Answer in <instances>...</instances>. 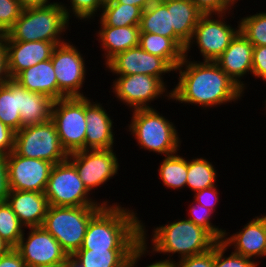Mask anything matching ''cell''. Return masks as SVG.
Listing matches in <instances>:
<instances>
[{
    "mask_svg": "<svg viewBox=\"0 0 266 267\" xmlns=\"http://www.w3.org/2000/svg\"><path fill=\"white\" fill-rule=\"evenodd\" d=\"M186 57L187 55H184L182 62L175 69L180 70L179 82L168 97L181 103H195L203 107H212L240 98L243 89L215 61L188 62ZM183 65H186L185 70H181Z\"/></svg>",
    "mask_w": 266,
    "mask_h": 267,
    "instance_id": "6da1fadb",
    "label": "cell"
},
{
    "mask_svg": "<svg viewBox=\"0 0 266 267\" xmlns=\"http://www.w3.org/2000/svg\"><path fill=\"white\" fill-rule=\"evenodd\" d=\"M140 222L134 212L104 205L91 218L79 250L136 249L141 244Z\"/></svg>",
    "mask_w": 266,
    "mask_h": 267,
    "instance_id": "7a4b0ae2",
    "label": "cell"
},
{
    "mask_svg": "<svg viewBox=\"0 0 266 267\" xmlns=\"http://www.w3.org/2000/svg\"><path fill=\"white\" fill-rule=\"evenodd\" d=\"M69 12L61 3L23 9L15 24L4 34L5 41L65 43L60 34L68 25ZM60 38V39H59Z\"/></svg>",
    "mask_w": 266,
    "mask_h": 267,
    "instance_id": "3957f363",
    "label": "cell"
},
{
    "mask_svg": "<svg viewBox=\"0 0 266 267\" xmlns=\"http://www.w3.org/2000/svg\"><path fill=\"white\" fill-rule=\"evenodd\" d=\"M102 207L49 205L42 227L58 241L68 256H73L82 246L91 218Z\"/></svg>",
    "mask_w": 266,
    "mask_h": 267,
    "instance_id": "277c9868",
    "label": "cell"
},
{
    "mask_svg": "<svg viewBox=\"0 0 266 267\" xmlns=\"http://www.w3.org/2000/svg\"><path fill=\"white\" fill-rule=\"evenodd\" d=\"M152 242L153 251L179 253L183 259L208 252L217 240L203 227L184 219L157 227Z\"/></svg>",
    "mask_w": 266,
    "mask_h": 267,
    "instance_id": "5b68a950",
    "label": "cell"
},
{
    "mask_svg": "<svg viewBox=\"0 0 266 267\" xmlns=\"http://www.w3.org/2000/svg\"><path fill=\"white\" fill-rule=\"evenodd\" d=\"M173 126L151 108L134 110L129 128L141 148L168 156L176 154L179 147L180 139Z\"/></svg>",
    "mask_w": 266,
    "mask_h": 267,
    "instance_id": "8992f818",
    "label": "cell"
},
{
    "mask_svg": "<svg viewBox=\"0 0 266 267\" xmlns=\"http://www.w3.org/2000/svg\"><path fill=\"white\" fill-rule=\"evenodd\" d=\"M14 151L22 157L46 160L53 164L63 162L69 156L51 119L15 132Z\"/></svg>",
    "mask_w": 266,
    "mask_h": 267,
    "instance_id": "52a82bcc",
    "label": "cell"
},
{
    "mask_svg": "<svg viewBox=\"0 0 266 267\" xmlns=\"http://www.w3.org/2000/svg\"><path fill=\"white\" fill-rule=\"evenodd\" d=\"M51 206H104L87 198L89 191L80 179L71 159L54 164L44 192Z\"/></svg>",
    "mask_w": 266,
    "mask_h": 267,
    "instance_id": "ba28073f",
    "label": "cell"
},
{
    "mask_svg": "<svg viewBox=\"0 0 266 267\" xmlns=\"http://www.w3.org/2000/svg\"><path fill=\"white\" fill-rule=\"evenodd\" d=\"M85 96L54 101L51 120L68 154L85 149Z\"/></svg>",
    "mask_w": 266,
    "mask_h": 267,
    "instance_id": "9c48e42d",
    "label": "cell"
},
{
    "mask_svg": "<svg viewBox=\"0 0 266 267\" xmlns=\"http://www.w3.org/2000/svg\"><path fill=\"white\" fill-rule=\"evenodd\" d=\"M51 61L58 83V100L65 97H84L80 89L85 79V63L75 46L67 42L57 45Z\"/></svg>",
    "mask_w": 266,
    "mask_h": 267,
    "instance_id": "30bf717a",
    "label": "cell"
},
{
    "mask_svg": "<svg viewBox=\"0 0 266 267\" xmlns=\"http://www.w3.org/2000/svg\"><path fill=\"white\" fill-rule=\"evenodd\" d=\"M68 159L73 160L71 162L89 192L109 180L119 168L113 149L79 150L70 153Z\"/></svg>",
    "mask_w": 266,
    "mask_h": 267,
    "instance_id": "8fae6325",
    "label": "cell"
},
{
    "mask_svg": "<svg viewBox=\"0 0 266 267\" xmlns=\"http://www.w3.org/2000/svg\"><path fill=\"white\" fill-rule=\"evenodd\" d=\"M53 163L25 158L14 150L7 155L10 190L45 192Z\"/></svg>",
    "mask_w": 266,
    "mask_h": 267,
    "instance_id": "7c38bea8",
    "label": "cell"
},
{
    "mask_svg": "<svg viewBox=\"0 0 266 267\" xmlns=\"http://www.w3.org/2000/svg\"><path fill=\"white\" fill-rule=\"evenodd\" d=\"M30 230L27 239L25 240L23 234L15 247L26 266L53 264L66 260L68 254L42 226L30 227Z\"/></svg>",
    "mask_w": 266,
    "mask_h": 267,
    "instance_id": "4fadbf2b",
    "label": "cell"
},
{
    "mask_svg": "<svg viewBox=\"0 0 266 267\" xmlns=\"http://www.w3.org/2000/svg\"><path fill=\"white\" fill-rule=\"evenodd\" d=\"M113 83L117 98L134 110L151 109L146 103L166 90L162 79L144 74L120 75Z\"/></svg>",
    "mask_w": 266,
    "mask_h": 267,
    "instance_id": "5bb4252c",
    "label": "cell"
},
{
    "mask_svg": "<svg viewBox=\"0 0 266 267\" xmlns=\"http://www.w3.org/2000/svg\"><path fill=\"white\" fill-rule=\"evenodd\" d=\"M212 14H203L197 23L193 35L204 61H215L240 32L221 20L210 19Z\"/></svg>",
    "mask_w": 266,
    "mask_h": 267,
    "instance_id": "9a60e30c",
    "label": "cell"
},
{
    "mask_svg": "<svg viewBox=\"0 0 266 267\" xmlns=\"http://www.w3.org/2000/svg\"><path fill=\"white\" fill-rule=\"evenodd\" d=\"M106 66L117 75L144 74L158 79H162L163 73L175 71L165 59L144 51L140 46L117 54Z\"/></svg>",
    "mask_w": 266,
    "mask_h": 267,
    "instance_id": "2e32d148",
    "label": "cell"
},
{
    "mask_svg": "<svg viewBox=\"0 0 266 267\" xmlns=\"http://www.w3.org/2000/svg\"><path fill=\"white\" fill-rule=\"evenodd\" d=\"M141 224V244L136 249L78 250L73 257L83 267H134L146 253V233Z\"/></svg>",
    "mask_w": 266,
    "mask_h": 267,
    "instance_id": "e0dca14e",
    "label": "cell"
},
{
    "mask_svg": "<svg viewBox=\"0 0 266 267\" xmlns=\"http://www.w3.org/2000/svg\"><path fill=\"white\" fill-rule=\"evenodd\" d=\"M56 46L54 42L45 41H6L11 78L39 62L51 59Z\"/></svg>",
    "mask_w": 266,
    "mask_h": 267,
    "instance_id": "ac0fdd59",
    "label": "cell"
},
{
    "mask_svg": "<svg viewBox=\"0 0 266 267\" xmlns=\"http://www.w3.org/2000/svg\"><path fill=\"white\" fill-rule=\"evenodd\" d=\"M253 47V44L240 31L215 60L219 67L243 90L245 86L239 78L249 71L252 72Z\"/></svg>",
    "mask_w": 266,
    "mask_h": 267,
    "instance_id": "d6986e66",
    "label": "cell"
},
{
    "mask_svg": "<svg viewBox=\"0 0 266 267\" xmlns=\"http://www.w3.org/2000/svg\"><path fill=\"white\" fill-rule=\"evenodd\" d=\"M7 203L24 227H41L49 203L44 192L10 190Z\"/></svg>",
    "mask_w": 266,
    "mask_h": 267,
    "instance_id": "ffe728a7",
    "label": "cell"
},
{
    "mask_svg": "<svg viewBox=\"0 0 266 267\" xmlns=\"http://www.w3.org/2000/svg\"><path fill=\"white\" fill-rule=\"evenodd\" d=\"M85 149H112L114 136L112 120L100 105L85 97Z\"/></svg>",
    "mask_w": 266,
    "mask_h": 267,
    "instance_id": "44dd1931",
    "label": "cell"
},
{
    "mask_svg": "<svg viewBox=\"0 0 266 267\" xmlns=\"http://www.w3.org/2000/svg\"><path fill=\"white\" fill-rule=\"evenodd\" d=\"M222 242L235 246V253L244 257L266 256V220L265 217H257L249 221L242 231L226 238L223 236Z\"/></svg>",
    "mask_w": 266,
    "mask_h": 267,
    "instance_id": "7402d4cb",
    "label": "cell"
},
{
    "mask_svg": "<svg viewBox=\"0 0 266 267\" xmlns=\"http://www.w3.org/2000/svg\"><path fill=\"white\" fill-rule=\"evenodd\" d=\"M170 12L174 33L186 44L184 55L191 48L192 35L203 13L191 0H161Z\"/></svg>",
    "mask_w": 266,
    "mask_h": 267,
    "instance_id": "603a6c76",
    "label": "cell"
},
{
    "mask_svg": "<svg viewBox=\"0 0 266 267\" xmlns=\"http://www.w3.org/2000/svg\"><path fill=\"white\" fill-rule=\"evenodd\" d=\"M14 80L26 90L58 100V83L51 59L21 71Z\"/></svg>",
    "mask_w": 266,
    "mask_h": 267,
    "instance_id": "cb8c5ba5",
    "label": "cell"
},
{
    "mask_svg": "<svg viewBox=\"0 0 266 267\" xmlns=\"http://www.w3.org/2000/svg\"><path fill=\"white\" fill-rule=\"evenodd\" d=\"M140 32L153 33L171 38L183 51L186 44L174 33L170 12L161 0H155L142 12Z\"/></svg>",
    "mask_w": 266,
    "mask_h": 267,
    "instance_id": "d4e9b609",
    "label": "cell"
},
{
    "mask_svg": "<svg viewBox=\"0 0 266 267\" xmlns=\"http://www.w3.org/2000/svg\"><path fill=\"white\" fill-rule=\"evenodd\" d=\"M98 35L106 50V64L117 54L139 46V25L126 27L101 26Z\"/></svg>",
    "mask_w": 266,
    "mask_h": 267,
    "instance_id": "484cf974",
    "label": "cell"
},
{
    "mask_svg": "<svg viewBox=\"0 0 266 267\" xmlns=\"http://www.w3.org/2000/svg\"><path fill=\"white\" fill-rule=\"evenodd\" d=\"M54 101L45 94L32 92L21 86V128L50 120Z\"/></svg>",
    "mask_w": 266,
    "mask_h": 267,
    "instance_id": "4316f807",
    "label": "cell"
},
{
    "mask_svg": "<svg viewBox=\"0 0 266 267\" xmlns=\"http://www.w3.org/2000/svg\"><path fill=\"white\" fill-rule=\"evenodd\" d=\"M139 46L146 52L165 59L174 69L182 62L184 51L168 37L140 32Z\"/></svg>",
    "mask_w": 266,
    "mask_h": 267,
    "instance_id": "83f0119b",
    "label": "cell"
},
{
    "mask_svg": "<svg viewBox=\"0 0 266 267\" xmlns=\"http://www.w3.org/2000/svg\"><path fill=\"white\" fill-rule=\"evenodd\" d=\"M21 85L14 79L0 87V121L15 132L21 129Z\"/></svg>",
    "mask_w": 266,
    "mask_h": 267,
    "instance_id": "f1b7e54d",
    "label": "cell"
},
{
    "mask_svg": "<svg viewBox=\"0 0 266 267\" xmlns=\"http://www.w3.org/2000/svg\"><path fill=\"white\" fill-rule=\"evenodd\" d=\"M101 26L126 27L140 24L143 10L122 3H105L102 8Z\"/></svg>",
    "mask_w": 266,
    "mask_h": 267,
    "instance_id": "f546056e",
    "label": "cell"
},
{
    "mask_svg": "<svg viewBox=\"0 0 266 267\" xmlns=\"http://www.w3.org/2000/svg\"><path fill=\"white\" fill-rule=\"evenodd\" d=\"M159 175L164 185L170 188L186 186L188 161L178 155L165 156L160 164Z\"/></svg>",
    "mask_w": 266,
    "mask_h": 267,
    "instance_id": "4dcf8cb0",
    "label": "cell"
},
{
    "mask_svg": "<svg viewBox=\"0 0 266 267\" xmlns=\"http://www.w3.org/2000/svg\"><path fill=\"white\" fill-rule=\"evenodd\" d=\"M216 177V170L208 160L201 157L188 161L186 186L194 192L215 186Z\"/></svg>",
    "mask_w": 266,
    "mask_h": 267,
    "instance_id": "1f68e13d",
    "label": "cell"
},
{
    "mask_svg": "<svg viewBox=\"0 0 266 267\" xmlns=\"http://www.w3.org/2000/svg\"><path fill=\"white\" fill-rule=\"evenodd\" d=\"M23 225L6 202H0V237L15 248L23 236Z\"/></svg>",
    "mask_w": 266,
    "mask_h": 267,
    "instance_id": "d6a6232c",
    "label": "cell"
},
{
    "mask_svg": "<svg viewBox=\"0 0 266 267\" xmlns=\"http://www.w3.org/2000/svg\"><path fill=\"white\" fill-rule=\"evenodd\" d=\"M239 24L240 31L253 46H266V13L244 17Z\"/></svg>",
    "mask_w": 266,
    "mask_h": 267,
    "instance_id": "836d02e7",
    "label": "cell"
},
{
    "mask_svg": "<svg viewBox=\"0 0 266 267\" xmlns=\"http://www.w3.org/2000/svg\"><path fill=\"white\" fill-rule=\"evenodd\" d=\"M227 245L222 241L214 244V266L213 267H256L257 263L250 258L232 252L229 257H223Z\"/></svg>",
    "mask_w": 266,
    "mask_h": 267,
    "instance_id": "e575fe53",
    "label": "cell"
},
{
    "mask_svg": "<svg viewBox=\"0 0 266 267\" xmlns=\"http://www.w3.org/2000/svg\"><path fill=\"white\" fill-rule=\"evenodd\" d=\"M190 210L192 214L191 217L188 218L190 221L206 229L217 241H222L223 236H226V231L222 229L219 230L209 221L213 213L212 210L200 204L193 206Z\"/></svg>",
    "mask_w": 266,
    "mask_h": 267,
    "instance_id": "d590c367",
    "label": "cell"
},
{
    "mask_svg": "<svg viewBox=\"0 0 266 267\" xmlns=\"http://www.w3.org/2000/svg\"><path fill=\"white\" fill-rule=\"evenodd\" d=\"M22 11L23 8L17 0H0V35L6 34Z\"/></svg>",
    "mask_w": 266,
    "mask_h": 267,
    "instance_id": "8d00e7d4",
    "label": "cell"
},
{
    "mask_svg": "<svg viewBox=\"0 0 266 267\" xmlns=\"http://www.w3.org/2000/svg\"><path fill=\"white\" fill-rule=\"evenodd\" d=\"M70 2L73 13L80 19L90 18L105 4L103 0H70Z\"/></svg>",
    "mask_w": 266,
    "mask_h": 267,
    "instance_id": "74e56055",
    "label": "cell"
},
{
    "mask_svg": "<svg viewBox=\"0 0 266 267\" xmlns=\"http://www.w3.org/2000/svg\"><path fill=\"white\" fill-rule=\"evenodd\" d=\"M175 267H213L214 266V246L208 252L190 256L179 260Z\"/></svg>",
    "mask_w": 266,
    "mask_h": 267,
    "instance_id": "f35d334b",
    "label": "cell"
},
{
    "mask_svg": "<svg viewBox=\"0 0 266 267\" xmlns=\"http://www.w3.org/2000/svg\"><path fill=\"white\" fill-rule=\"evenodd\" d=\"M203 14H218L222 17L225 11L233 6L228 0H191ZM223 13V14H222Z\"/></svg>",
    "mask_w": 266,
    "mask_h": 267,
    "instance_id": "ab89813d",
    "label": "cell"
},
{
    "mask_svg": "<svg viewBox=\"0 0 266 267\" xmlns=\"http://www.w3.org/2000/svg\"><path fill=\"white\" fill-rule=\"evenodd\" d=\"M252 73L266 81V46L253 47Z\"/></svg>",
    "mask_w": 266,
    "mask_h": 267,
    "instance_id": "60d3db41",
    "label": "cell"
},
{
    "mask_svg": "<svg viewBox=\"0 0 266 267\" xmlns=\"http://www.w3.org/2000/svg\"><path fill=\"white\" fill-rule=\"evenodd\" d=\"M15 131L0 121V154L8 155L14 150Z\"/></svg>",
    "mask_w": 266,
    "mask_h": 267,
    "instance_id": "b9f144b4",
    "label": "cell"
},
{
    "mask_svg": "<svg viewBox=\"0 0 266 267\" xmlns=\"http://www.w3.org/2000/svg\"><path fill=\"white\" fill-rule=\"evenodd\" d=\"M217 190L215 186H211L208 188H204L203 190L196 191V194L194 195V199L196 201V204H200L205 206L206 208L210 210H214V206L216 205L218 201V195Z\"/></svg>",
    "mask_w": 266,
    "mask_h": 267,
    "instance_id": "7bdbcfd3",
    "label": "cell"
},
{
    "mask_svg": "<svg viewBox=\"0 0 266 267\" xmlns=\"http://www.w3.org/2000/svg\"><path fill=\"white\" fill-rule=\"evenodd\" d=\"M11 79L5 36L0 35V87L7 84Z\"/></svg>",
    "mask_w": 266,
    "mask_h": 267,
    "instance_id": "ee69618b",
    "label": "cell"
},
{
    "mask_svg": "<svg viewBox=\"0 0 266 267\" xmlns=\"http://www.w3.org/2000/svg\"><path fill=\"white\" fill-rule=\"evenodd\" d=\"M10 193L7 171V155L0 154V202H6Z\"/></svg>",
    "mask_w": 266,
    "mask_h": 267,
    "instance_id": "f6af8a7d",
    "label": "cell"
},
{
    "mask_svg": "<svg viewBox=\"0 0 266 267\" xmlns=\"http://www.w3.org/2000/svg\"><path fill=\"white\" fill-rule=\"evenodd\" d=\"M0 267H27L19 252L12 248L8 253L0 257Z\"/></svg>",
    "mask_w": 266,
    "mask_h": 267,
    "instance_id": "bcb514c9",
    "label": "cell"
},
{
    "mask_svg": "<svg viewBox=\"0 0 266 267\" xmlns=\"http://www.w3.org/2000/svg\"><path fill=\"white\" fill-rule=\"evenodd\" d=\"M155 0H113L107 3H122L137 6L143 11L148 8Z\"/></svg>",
    "mask_w": 266,
    "mask_h": 267,
    "instance_id": "7dc6e473",
    "label": "cell"
},
{
    "mask_svg": "<svg viewBox=\"0 0 266 267\" xmlns=\"http://www.w3.org/2000/svg\"><path fill=\"white\" fill-rule=\"evenodd\" d=\"M19 5L23 8H36V7H44L54 3L48 2V0H17Z\"/></svg>",
    "mask_w": 266,
    "mask_h": 267,
    "instance_id": "c3c4849f",
    "label": "cell"
},
{
    "mask_svg": "<svg viewBox=\"0 0 266 267\" xmlns=\"http://www.w3.org/2000/svg\"><path fill=\"white\" fill-rule=\"evenodd\" d=\"M146 267H175V264L172 260H163V261H159V262H156V263H153L151 265H148Z\"/></svg>",
    "mask_w": 266,
    "mask_h": 267,
    "instance_id": "681fc988",
    "label": "cell"
},
{
    "mask_svg": "<svg viewBox=\"0 0 266 267\" xmlns=\"http://www.w3.org/2000/svg\"><path fill=\"white\" fill-rule=\"evenodd\" d=\"M13 247L0 237V257L8 253Z\"/></svg>",
    "mask_w": 266,
    "mask_h": 267,
    "instance_id": "f907efd6",
    "label": "cell"
},
{
    "mask_svg": "<svg viewBox=\"0 0 266 267\" xmlns=\"http://www.w3.org/2000/svg\"><path fill=\"white\" fill-rule=\"evenodd\" d=\"M65 267H83L76 258L68 256L65 260Z\"/></svg>",
    "mask_w": 266,
    "mask_h": 267,
    "instance_id": "816d5d0a",
    "label": "cell"
},
{
    "mask_svg": "<svg viewBox=\"0 0 266 267\" xmlns=\"http://www.w3.org/2000/svg\"><path fill=\"white\" fill-rule=\"evenodd\" d=\"M27 267H65V260L53 264L38 265V266H27Z\"/></svg>",
    "mask_w": 266,
    "mask_h": 267,
    "instance_id": "f5cc1de1",
    "label": "cell"
},
{
    "mask_svg": "<svg viewBox=\"0 0 266 267\" xmlns=\"http://www.w3.org/2000/svg\"><path fill=\"white\" fill-rule=\"evenodd\" d=\"M231 4H234L236 0H228Z\"/></svg>",
    "mask_w": 266,
    "mask_h": 267,
    "instance_id": "db71d44e",
    "label": "cell"
},
{
    "mask_svg": "<svg viewBox=\"0 0 266 267\" xmlns=\"http://www.w3.org/2000/svg\"><path fill=\"white\" fill-rule=\"evenodd\" d=\"M110 1H113V0H103L104 3H107V2H110Z\"/></svg>",
    "mask_w": 266,
    "mask_h": 267,
    "instance_id": "11a10c76",
    "label": "cell"
}]
</instances>
